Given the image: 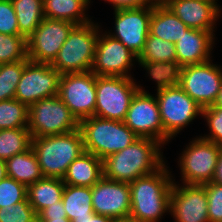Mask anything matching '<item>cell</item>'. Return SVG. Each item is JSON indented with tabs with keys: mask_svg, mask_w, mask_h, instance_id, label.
<instances>
[{
	"mask_svg": "<svg viewBox=\"0 0 222 222\" xmlns=\"http://www.w3.org/2000/svg\"><path fill=\"white\" fill-rule=\"evenodd\" d=\"M162 147L154 139L138 138L125 149L103 159V176L131 183L139 177L152 174L166 163Z\"/></svg>",
	"mask_w": 222,
	"mask_h": 222,
	"instance_id": "obj_1",
	"label": "cell"
},
{
	"mask_svg": "<svg viewBox=\"0 0 222 222\" xmlns=\"http://www.w3.org/2000/svg\"><path fill=\"white\" fill-rule=\"evenodd\" d=\"M166 163L157 171L139 177L130 185V217L138 222H159L170 214V198L175 181Z\"/></svg>",
	"mask_w": 222,
	"mask_h": 222,
	"instance_id": "obj_2",
	"label": "cell"
},
{
	"mask_svg": "<svg viewBox=\"0 0 222 222\" xmlns=\"http://www.w3.org/2000/svg\"><path fill=\"white\" fill-rule=\"evenodd\" d=\"M156 83V99L159 105L165 144L186 128L197 116H202V107L196 103L171 77L151 78Z\"/></svg>",
	"mask_w": 222,
	"mask_h": 222,
	"instance_id": "obj_3",
	"label": "cell"
},
{
	"mask_svg": "<svg viewBox=\"0 0 222 222\" xmlns=\"http://www.w3.org/2000/svg\"><path fill=\"white\" fill-rule=\"evenodd\" d=\"M31 148L43 176L61 179L69 165L85 152L80 129L58 135L32 137Z\"/></svg>",
	"mask_w": 222,
	"mask_h": 222,
	"instance_id": "obj_4",
	"label": "cell"
},
{
	"mask_svg": "<svg viewBox=\"0 0 222 222\" xmlns=\"http://www.w3.org/2000/svg\"><path fill=\"white\" fill-rule=\"evenodd\" d=\"M85 151L101 160L131 145L139 137L124 123L92 116L79 122Z\"/></svg>",
	"mask_w": 222,
	"mask_h": 222,
	"instance_id": "obj_5",
	"label": "cell"
},
{
	"mask_svg": "<svg viewBox=\"0 0 222 222\" xmlns=\"http://www.w3.org/2000/svg\"><path fill=\"white\" fill-rule=\"evenodd\" d=\"M99 28L93 21L75 25L50 65L61 75L91 71Z\"/></svg>",
	"mask_w": 222,
	"mask_h": 222,
	"instance_id": "obj_6",
	"label": "cell"
},
{
	"mask_svg": "<svg viewBox=\"0 0 222 222\" xmlns=\"http://www.w3.org/2000/svg\"><path fill=\"white\" fill-rule=\"evenodd\" d=\"M141 88L134 78L96 75L94 116L124 121L134 95Z\"/></svg>",
	"mask_w": 222,
	"mask_h": 222,
	"instance_id": "obj_7",
	"label": "cell"
},
{
	"mask_svg": "<svg viewBox=\"0 0 222 222\" xmlns=\"http://www.w3.org/2000/svg\"><path fill=\"white\" fill-rule=\"evenodd\" d=\"M212 61L183 66L170 76L202 108L215 103L222 84V67Z\"/></svg>",
	"mask_w": 222,
	"mask_h": 222,
	"instance_id": "obj_8",
	"label": "cell"
},
{
	"mask_svg": "<svg viewBox=\"0 0 222 222\" xmlns=\"http://www.w3.org/2000/svg\"><path fill=\"white\" fill-rule=\"evenodd\" d=\"M222 146L202 137L193 138L181 152L178 165L183 184L204 185L213 181Z\"/></svg>",
	"mask_w": 222,
	"mask_h": 222,
	"instance_id": "obj_9",
	"label": "cell"
},
{
	"mask_svg": "<svg viewBox=\"0 0 222 222\" xmlns=\"http://www.w3.org/2000/svg\"><path fill=\"white\" fill-rule=\"evenodd\" d=\"M28 130L31 137L68 133L79 129V122L58 95L29 106Z\"/></svg>",
	"mask_w": 222,
	"mask_h": 222,
	"instance_id": "obj_10",
	"label": "cell"
},
{
	"mask_svg": "<svg viewBox=\"0 0 222 222\" xmlns=\"http://www.w3.org/2000/svg\"><path fill=\"white\" fill-rule=\"evenodd\" d=\"M58 97L70 109L78 122L94 116L96 74L89 71L61 75Z\"/></svg>",
	"mask_w": 222,
	"mask_h": 222,
	"instance_id": "obj_11",
	"label": "cell"
},
{
	"mask_svg": "<svg viewBox=\"0 0 222 222\" xmlns=\"http://www.w3.org/2000/svg\"><path fill=\"white\" fill-rule=\"evenodd\" d=\"M61 74L48 63L28 60L17 85L15 99L28 107L58 95Z\"/></svg>",
	"mask_w": 222,
	"mask_h": 222,
	"instance_id": "obj_12",
	"label": "cell"
},
{
	"mask_svg": "<svg viewBox=\"0 0 222 222\" xmlns=\"http://www.w3.org/2000/svg\"><path fill=\"white\" fill-rule=\"evenodd\" d=\"M124 123L139 137L150 138L165 145L159 105L153 94L141 88L133 97Z\"/></svg>",
	"mask_w": 222,
	"mask_h": 222,
	"instance_id": "obj_13",
	"label": "cell"
},
{
	"mask_svg": "<svg viewBox=\"0 0 222 222\" xmlns=\"http://www.w3.org/2000/svg\"><path fill=\"white\" fill-rule=\"evenodd\" d=\"M74 26L68 21L44 18L27 38V58L51 64Z\"/></svg>",
	"mask_w": 222,
	"mask_h": 222,
	"instance_id": "obj_14",
	"label": "cell"
},
{
	"mask_svg": "<svg viewBox=\"0 0 222 222\" xmlns=\"http://www.w3.org/2000/svg\"><path fill=\"white\" fill-rule=\"evenodd\" d=\"M137 56L122 42L100 30L96 43L95 57L91 71L97 76H131L130 70Z\"/></svg>",
	"mask_w": 222,
	"mask_h": 222,
	"instance_id": "obj_15",
	"label": "cell"
},
{
	"mask_svg": "<svg viewBox=\"0 0 222 222\" xmlns=\"http://www.w3.org/2000/svg\"><path fill=\"white\" fill-rule=\"evenodd\" d=\"M153 6L114 10V32L107 34L122 42L137 57L144 48L149 34Z\"/></svg>",
	"mask_w": 222,
	"mask_h": 222,
	"instance_id": "obj_16",
	"label": "cell"
},
{
	"mask_svg": "<svg viewBox=\"0 0 222 222\" xmlns=\"http://www.w3.org/2000/svg\"><path fill=\"white\" fill-rule=\"evenodd\" d=\"M170 213L174 222H209L208 198L204 185L173 183Z\"/></svg>",
	"mask_w": 222,
	"mask_h": 222,
	"instance_id": "obj_17",
	"label": "cell"
},
{
	"mask_svg": "<svg viewBox=\"0 0 222 222\" xmlns=\"http://www.w3.org/2000/svg\"><path fill=\"white\" fill-rule=\"evenodd\" d=\"M92 207L96 214L112 219L130 216V185L102 177L92 186Z\"/></svg>",
	"mask_w": 222,
	"mask_h": 222,
	"instance_id": "obj_18",
	"label": "cell"
},
{
	"mask_svg": "<svg viewBox=\"0 0 222 222\" xmlns=\"http://www.w3.org/2000/svg\"><path fill=\"white\" fill-rule=\"evenodd\" d=\"M185 25L192 29L215 32L221 6L211 0H160Z\"/></svg>",
	"mask_w": 222,
	"mask_h": 222,
	"instance_id": "obj_19",
	"label": "cell"
},
{
	"mask_svg": "<svg viewBox=\"0 0 222 222\" xmlns=\"http://www.w3.org/2000/svg\"><path fill=\"white\" fill-rule=\"evenodd\" d=\"M137 60L149 78L170 77L177 70L175 44L150 33Z\"/></svg>",
	"mask_w": 222,
	"mask_h": 222,
	"instance_id": "obj_20",
	"label": "cell"
},
{
	"mask_svg": "<svg viewBox=\"0 0 222 222\" xmlns=\"http://www.w3.org/2000/svg\"><path fill=\"white\" fill-rule=\"evenodd\" d=\"M214 44V32L188 28L175 43L177 69L210 61Z\"/></svg>",
	"mask_w": 222,
	"mask_h": 222,
	"instance_id": "obj_21",
	"label": "cell"
},
{
	"mask_svg": "<svg viewBox=\"0 0 222 222\" xmlns=\"http://www.w3.org/2000/svg\"><path fill=\"white\" fill-rule=\"evenodd\" d=\"M102 177L103 160L85 151L69 165L62 180L66 185L92 187Z\"/></svg>",
	"mask_w": 222,
	"mask_h": 222,
	"instance_id": "obj_22",
	"label": "cell"
},
{
	"mask_svg": "<svg viewBox=\"0 0 222 222\" xmlns=\"http://www.w3.org/2000/svg\"><path fill=\"white\" fill-rule=\"evenodd\" d=\"M188 28L161 1L153 5L149 28L151 35L175 44Z\"/></svg>",
	"mask_w": 222,
	"mask_h": 222,
	"instance_id": "obj_23",
	"label": "cell"
},
{
	"mask_svg": "<svg viewBox=\"0 0 222 222\" xmlns=\"http://www.w3.org/2000/svg\"><path fill=\"white\" fill-rule=\"evenodd\" d=\"M90 3L91 0H43L44 17L75 25L86 24L92 21L85 12Z\"/></svg>",
	"mask_w": 222,
	"mask_h": 222,
	"instance_id": "obj_24",
	"label": "cell"
},
{
	"mask_svg": "<svg viewBox=\"0 0 222 222\" xmlns=\"http://www.w3.org/2000/svg\"><path fill=\"white\" fill-rule=\"evenodd\" d=\"M65 183L61 178L43 177L27 187V198L38 215L49 205L62 200Z\"/></svg>",
	"mask_w": 222,
	"mask_h": 222,
	"instance_id": "obj_25",
	"label": "cell"
},
{
	"mask_svg": "<svg viewBox=\"0 0 222 222\" xmlns=\"http://www.w3.org/2000/svg\"><path fill=\"white\" fill-rule=\"evenodd\" d=\"M7 177L28 187L43 178L36 155L30 147L27 151L16 154L5 161Z\"/></svg>",
	"mask_w": 222,
	"mask_h": 222,
	"instance_id": "obj_26",
	"label": "cell"
},
{
	"mask_svg": "<svg viewBox=\"0 0 222 222\" xmlns=\"http://www.w3.org/2000/svg\"><path fill=\"white\" fill-rule=\"evenodd\" d=\"M62 201L70 221H85L94 212L92 187L65 184Z\"/></svg>",
	"mask_w": 222,
	"mask_h": 222,
	"instance_id": "obj_27",
	"label": "cell"
},
{
	"mask_svg": "<svg viewBox=\"0 0 222 222\" xmlns=\"http://www.w3.org/2000/svg\"><path fill=\"white\" fill-rule=\"evenodd\" d=\"M19 32L26 39L36 30L45 18L43 13V0H11Z\"/></svg>",
	"mask_w": 222,
	"mask_h": 222,
	"instance_id": "obj_28",
	"label": "cell"
},
{
	"mask_svg": "<svg viewBox=\"0 0 222 222\" xmlns=\"http://www.w3.org/2000/svg\"><path fill=\"white\" fill-rule=\"evenodd\" d=\"M31 135L28 128L0 130V159L8 160L31 147Z\"/></svg>",
	"mask_w": 222,
	"mask_h": 222,
	"instance_id": "obj_29",
	"label": "cell"
},
{
	"mask_svg": "<svg viewBox=\"0 0 222 222\" xmlns=\"http://www.w3.org/2000/svg\"><path fill=\"white\" fill-rule=\"evenodd\" d=\"M29 107L19 100L0 101V130L27 128Z\"/></svg>",
	"mask_w": 222,
	"mask_h": 222,
	"instance_id": "obj_30",
	"label": "cell"
},
{
	"mask_svg": "<svg viewBox=\"0 0 222 222\" xmlns=\"http://www.w3.org/2000/svg\"><path fill=\"white\" fill-rule=\"evenodd\" d=\"M29 59L0 64V101L14 99L17 85Z\"/></svg>",
	"mask_w": 222,
	"mask_h": 222,
	"instance_id": "obj_31",
	"label": "cell"
},
{
	"mask_svg": "<svg viewBox=\"0 0 222 222\" xmlns=\"http://www.w3.org/2000/svg\"><path fill=\"white\" fill-rule=\"evenodd\" d=\"M27 58V39L22 35L0 33V64Z\"/></svg>",
	"mask_w": 222,
	"mask_h": 222,
	"instance_id": "obj_32",
	"label": "cell"
},
{
	"mask_svg": "<svg viewBox=\"0 0 222 222\" xmlns=\"http://www.w3.org/2000/svg\"><path fill=\"white\" fill-rule=\"evenodd\" d=\"M37 217L27 197L12 206L0 208V222H32Z\"/></svg>",
	"mask_w": 222,
	"mask_h": 222,
	"instance_id": "obj_33",
	"label": "cell"
},
{
	"mask_svg": "<svg viewBox=\"0 0 222 222\" xmlns=\"http://www.w3.org/2000/svg\"><path fill=\"white\" fill-rule=\"evenodd\" d=\"M27 197V187L15 179L6 177L0 181V208L12 206Z\"/></svg>",
	"mask_w": 222,
	"mask_h": 222,
	"instance_id": "obj_34",
	"label": "cell"
},
{
	"mask_svg": "<svg viewBox=\"0 0 222 222\" xmlns=\"http://www.w3.org/2000/svg\"><path fill=\"white\" fill-rule=\"evenodd\" d=\"M201 117L205 118L210 132L200 137L222 146V108L214 104L202 108Z\"/></svg>",
	"mask_w": 222,
	"mask_h": 222,
	"instance_id": "obj_35",
	"label": "cell"
},
{
	"mask_svg": "<svg viewBox=\"0 0 222 222\" xmlns=\"http://www.w3.org/2000/svg\"><path fill=\"white\" fill-rule=\"evenodd\" d=\"M208 198L209 222H222V186L214 182L204 184Z\"/></svg>",
	"mask_w": 222,
	"mask_h": 222,
	"instance_id": "obj_36",
	"label": "cell"
},
{
	"mask_svg": "<svg viewBox=\"0 0 222 222\" xmlns=\"http://www.w3.org/2000/svg\"><path fill=\"white\" fill-rule=\"evenodd\" d=\"M0 33L21 35L11 0H0Z\"/></svg>",
	"mask_w": 222,
	"mask_h": 222,
	"instance_id": "obj_37",
	"label": "cell"
},
{
	"mask_svg": "<svg viewBox=\"0 0 222 222\" xmlns=\"http://www.w3.org/2000/svg\"><path fill=\"white\" fill-rule=\"evenodd\" d=\"M107 3L112 4L113 9H129L140 8L144 6H153L160 0H104Z\"/></svg>",
	"mask_w": 222,
	"mask_h": 222,
	"instance_id": "obj_38",
	"label": "cell"
},
{
	"mask_svg": "<svg viewBox=\"0 0 222 222\" xmlns=\"http://www.w3.org/2000/svg\"><path fill=\"white\" fill-rule=\"evenodd\" d=\"M38 218H67L63 201L56 202V204L49 205L43 209L39 214Z\"/></svg>",
	"mask_w": 222,
	"mask_h": 222,
	"instance_id": "obj_39",
	"label": "cell"
},
{
	"mask_svg": "<svg viewBox=\"0 0 222 222\" xmlns=\"http://www.w3.org/2000/svg\"><path fill=\"white\" fill-rule=\"evenodd\" d=\"M212 182L222 186V148L218 157L216 170Z\"/></svg>",
	"mask_w": 222,
	"mask_h": 222,
	"instance_id": "obj_40",
	"label": "cell"
},
{
	"mask_svg": "<svg viewBox=\"0 0 222 222\" xmlns=\"http://www.w3.org/2000/svg\"><path fill=\"white\" fill-rule=\"evenodd\" d=\"M113 219L107 216L96 214L93 212L89 215V218L85 221H71V222H112Z\"/></svg>",
	"mask_w": 222,
	"mask_h": 222,
	"instance_id": "obj_41",
	"label": "cell"
},
{
	"mask_svg": "<svg viewBox=\"0 0 222 222\" xmlns=\"http://www.w3.org/2000/svg\"><path fill=\"white\" fill-rule=\"evenodd\" d=\"M40 222H71L68 218H39Z\"/></svg>",
	"mask_w": 222,
	"mask_h": 222,
	"instance_id": "obj_42",
	"label": "cell"
},
{
	"mask_svg": "<svg viewBox=\"0 0 222 222\" xmlns=\"http://www.w3.org/2000/svg\"><path fill=\"white\" fill-rule=\"evenodd\" d=\"M7 177L6 164L4 160L0 159V181Z\"/></svg>",
	"mask_w": 222,
	"mask_h": 222,
	"instance_id": "obj_43",
	"label": "cell"
},
{
	"mask_svg": "<svg viewBox=\"0 0 222 222\" xmlns=\"http://www.w3.org/2000/svg\"><path fill=\"white\" fill-rule=\"evenodd\" d=\"M214 105L222 108V84Z\"/></svg>",
	"mask_w": 222,
	"mask_h": 222,
	"instance_id": "obj_44",
	"label": "cell"
},
{
	"mask_svg": "<svg viewBox=\"0 0 222 222\" xmlns=\"http://www.w3.org/2000/svg\"><path fill=\"white\" fill-rule=\"evenodd\" d=\"M112 222H138L135 219H133L132 217H125V218H118V219H113Z\"/></svg>",
	"mask_w": 222,
	"mask_h": 222,
	"instance_id": "obj_45",
	"label": "cell"
},
{
	"mask_svg": "<svg viewBox=\"0 0 222 222\" xmlns=\"http://www.w3.org/2000/svg\"><path fill=\"white\" fill-rule=\"evenodd\" d=\"M32 222H40V219L37 217L35 220H33Z\"/></svg>",
	"mask_w": 222,
	"mask_h": 222,
	"instance_id": "obj_46",
	"label": "cell"
}]
</instances>
